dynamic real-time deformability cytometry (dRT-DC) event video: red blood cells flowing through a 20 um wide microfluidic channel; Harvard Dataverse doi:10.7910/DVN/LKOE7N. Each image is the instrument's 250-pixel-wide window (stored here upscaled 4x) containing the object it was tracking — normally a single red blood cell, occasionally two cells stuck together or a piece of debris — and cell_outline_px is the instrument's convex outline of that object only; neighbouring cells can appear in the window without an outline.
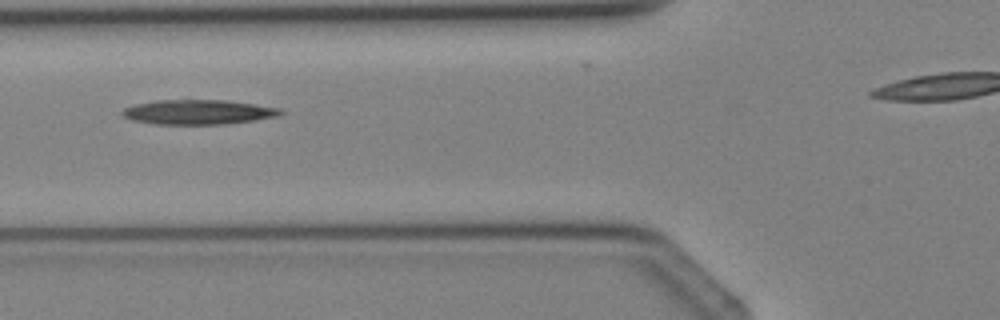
{"species": "Egyptian fruit bat (a non-hibernating species)", "species_latin": "Rousettus aegyptiacus", "temperature_condition": "cold", "stored_images_in_passage": 4, "camera_frame_rate_fps": 3000, "um_per_image_px": 0.085, "animal": {"sex": "female"}, "frame": {"image": 1, "passage_image": 4, "time_ms": 4.333, "image_size_px": [1000, 320], "cell_outline_px": [[284, 112], [276, 116], [256, 120], [224, 124], [152, 124], [132, 120], [124, 116], [120, 112], [124, 108], [136, 104], [160, 100], [224, 100], [280, 108]], "centroid_in_image_um": [16.82, 9.53], "position_along_channel_um": 109.0, "area_um2": 22.54}}